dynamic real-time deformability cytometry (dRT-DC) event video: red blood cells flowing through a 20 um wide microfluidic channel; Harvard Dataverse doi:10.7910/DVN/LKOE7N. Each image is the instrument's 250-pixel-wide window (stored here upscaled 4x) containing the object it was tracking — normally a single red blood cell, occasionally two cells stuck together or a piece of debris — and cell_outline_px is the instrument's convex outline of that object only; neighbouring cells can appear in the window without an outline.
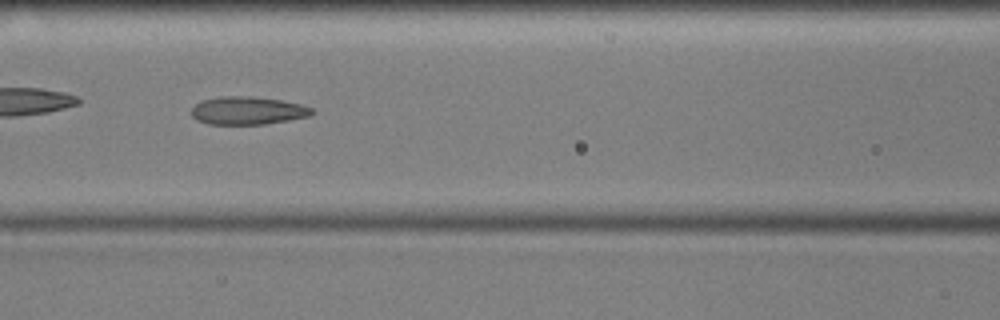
{"species": "common noctule bat (a hibernating species)", "species_latin": "Nyctalus noctula", "temperature_condition": "cold", "stored_images_in_passage": 50, "camera_frame_rate_fps": 3000, "um_per_image_px": 0.085, "animal": {"sex": "male", "body_mass_g": 17.9, "forearm_length_mm": 54.2}, "frame": {"image": 1, "passage_image": 22, "time_ms": 7.0, "image_size_px": [1000, 320], "cell_outline_px": [[316, 112], [308, 116], [288, 120], [264, 124], [208, 124], [196, 120], [192, 116], [192, 108], [200, 100], [220, 96], [252, 96], [280, 100], [300, 104], [312, 108]], "centroid_in_image_um": [21.03, 9.39], "position_along_channel_um": 145.6, "area_um2": 19.65}}
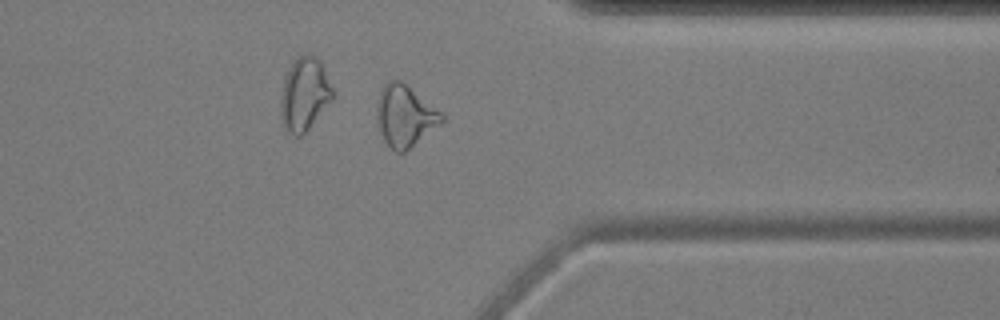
{"frame": {"image": 2, "passage_image": 42, "time_ms": 13.667, "image_size_px": [1000, 320], "cell_outline_px": [[444, 120], [440, 124], [404, 152], [396, 152], [384, 140], [380, 132], [376, 116], [376, 108], [380, 92], [384, 84], [388, 80], [400, 80], [444, 112]], "centroid_in_image_um": [34.43, 9.83], "position_along_channel_um": 377.0, "area_um2": 23.12}, "authors_computed_cell_mechanics": {"area_um2": 21.2993, "velocity_mm_per_s": 3.5836, "shape_relaxation_time_tau1_ms": null, "shape_relaxation_time_tau2_ms": 3.1729, "deformation_change_tau1": null, "deformation_change_tau2": 0.1287}}